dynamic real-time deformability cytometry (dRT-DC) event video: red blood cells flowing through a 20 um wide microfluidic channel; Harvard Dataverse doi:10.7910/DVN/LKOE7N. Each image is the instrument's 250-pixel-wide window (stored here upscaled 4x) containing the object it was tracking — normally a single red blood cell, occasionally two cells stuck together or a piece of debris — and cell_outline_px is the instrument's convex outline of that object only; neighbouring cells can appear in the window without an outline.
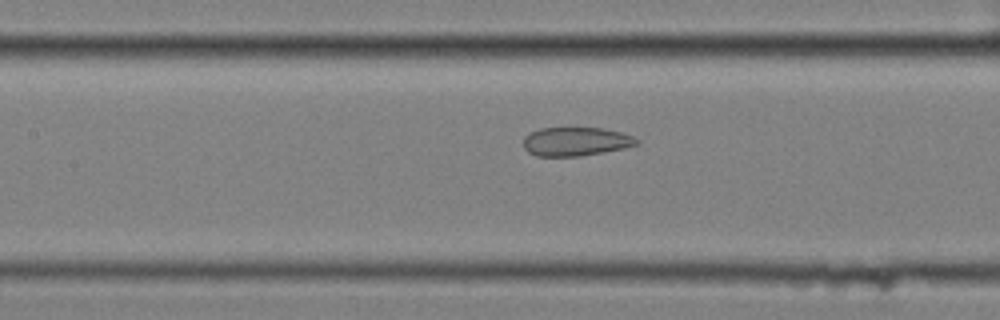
{"species": "common noctule bat (a hibernating species)", "species_latin": "Nyctalus noctula", "temperature_condition": "cold", "stored_images_in_passage": 7, "camera_frame_rate_fps": 3000, "um_per_image_px": 0.085, "animal": {"sex": "female", "body_mass_g": 25.1}, "frame": {"image": 1, "passage_image": 7, "time_ms": 2.0, "image_size_px": [1000, 320], "cell_outline_px": [[640, 144], [624, 148], [580, 156], [536, 156], [528, 152], [524, 148], [524, 136], [540, 128], [604, 128], [620, 132], [632, 136], [640, 140]], "centroid_in_image_um": [48.95, 12.03], "position_along_channel_um": 158.4, "area_um2": 18.96}}